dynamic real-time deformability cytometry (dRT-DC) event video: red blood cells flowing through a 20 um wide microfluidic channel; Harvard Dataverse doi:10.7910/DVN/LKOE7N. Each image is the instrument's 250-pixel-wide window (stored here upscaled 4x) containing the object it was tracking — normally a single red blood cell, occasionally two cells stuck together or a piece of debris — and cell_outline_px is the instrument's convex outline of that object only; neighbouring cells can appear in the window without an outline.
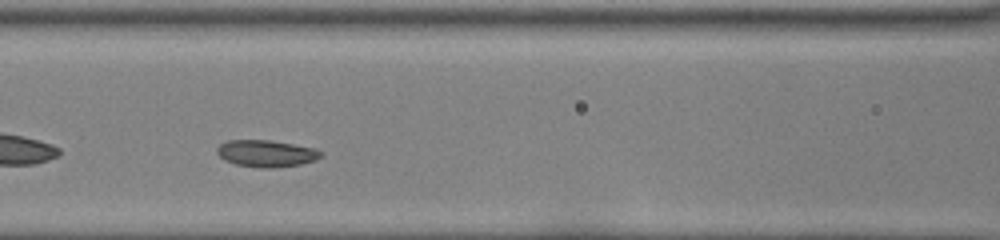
{"species": "common noctule bat (a hibernating species)", "species_latin": "Nyctalus noctula", "temperature_condition": "room temperature", "stored_images_in_passage": 36, "camera_frame_rate_fps": 3000, "um_per_image_px": 0.085, "animal": {"sex": "female", "body_mass_g": 22.0, "forearm_length_mm": 56.7}, "frame": {"image": 1, "passage_image": 11, "time_ms": 3.333, "image_size_px": [1000, 240], "cell_outline_px": [[324, 156], [316, 160], [300, 164], [272, 168], [260, 168], [236, 164], [224, 160], [216, 152], [216, 148], [220, 144], [228, 140], [268, 140], [316, 148], [324, 152]], "centroid_in_image_um": [22.66, 13.04], "position_along_channel_um": 143.9, "area_um2": 16.36}}
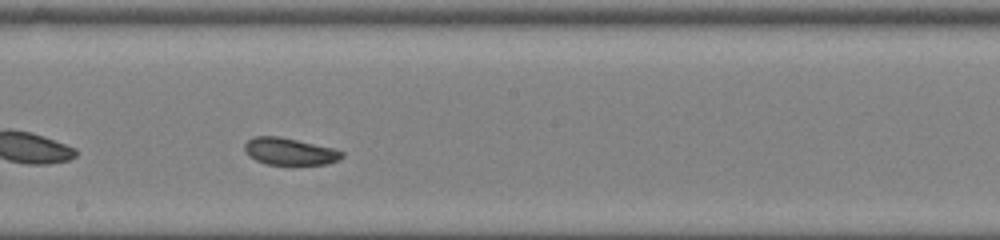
{"frame": {"image": 2, "passage_image": 17, "time_ms": 5.333, "image_size_px": [1000, 240], "cell_outline_px": [[344, 156], [328, 164], [268, 164], [256, 160], [248, 156], [244, 148], [244, 144], [252, 136], [280, 136], [332, 148], [344, 152]], "centroid_in_image_um": [24.58, 12.86], "position_along_channel_um": 223.6, "area_um2": 15.2}}
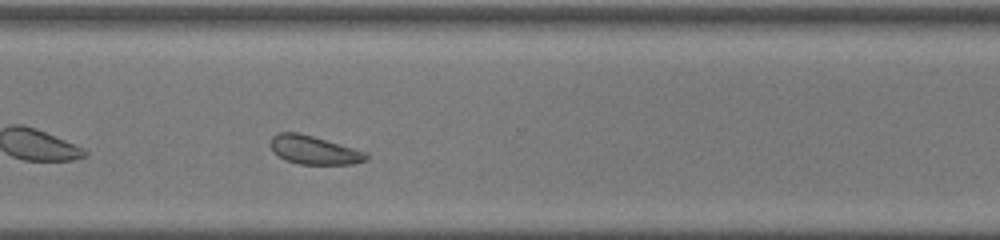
{"frame": {"image": 3, "passage_image": 26, "time_ms": 8.333, "image_size_px": [1000, 240], "cell_outline_px": [[368, 160], [352, 164], [300, 164], [284, 160], [272, 152], [272, 136], [280, 132], [300, 132], [368, 152]], "centroid_in_image_um": [26.71, 12.75], "position_along_channel_um": 343.9, "area_um2": 16.01}, "authors_computed_cell_mechanics": {"area_um2": 16.4441, "velocity_mm_per_s": 3.9944, "shape_relaxation_time_tau1_ms": null, "shape_relaxation_time_tau2_ms": 3.2026, "deformation_change_tau1": null, "deformation_change_tau2": 0.0874}}